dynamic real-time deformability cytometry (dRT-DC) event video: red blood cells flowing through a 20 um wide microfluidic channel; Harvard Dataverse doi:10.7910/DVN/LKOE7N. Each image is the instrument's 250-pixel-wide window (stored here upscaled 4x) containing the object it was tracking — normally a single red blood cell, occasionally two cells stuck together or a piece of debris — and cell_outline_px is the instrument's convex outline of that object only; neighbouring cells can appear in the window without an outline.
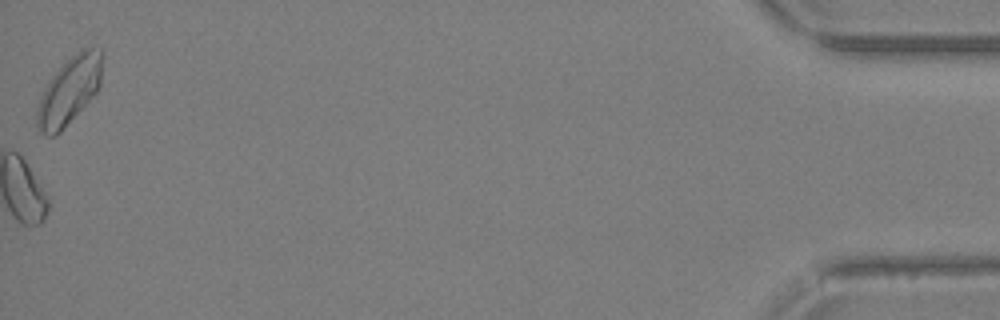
{"species": "Egyptian fruit bat (a non-hibernating species)", "species_latin": "Rousettus aegyptiacus", "temperature_condition": "warm", "stored_images_in_passage": 41, "camera_frame_rate_fps": 3000, "um_per_image_px": 0.085, "animal": {"sex": "female"}, "frame": {"image": 1, "passage_image": 41, "time_ms": 13.333, "image_size_px": [1000, 320], "cell_outline_px": [[104, 48], [100, 84], [96, 92], [60, 132], [56, 136], [48, 136], [36, 132], [36, 108], [40, 96], [44, 88], [52, 76], [76, 52], [84, 48]], "centroid_in_image_um": [5.86, 7.72], "position_along_channel_um": 429.3, "area_um2": 25.66}}